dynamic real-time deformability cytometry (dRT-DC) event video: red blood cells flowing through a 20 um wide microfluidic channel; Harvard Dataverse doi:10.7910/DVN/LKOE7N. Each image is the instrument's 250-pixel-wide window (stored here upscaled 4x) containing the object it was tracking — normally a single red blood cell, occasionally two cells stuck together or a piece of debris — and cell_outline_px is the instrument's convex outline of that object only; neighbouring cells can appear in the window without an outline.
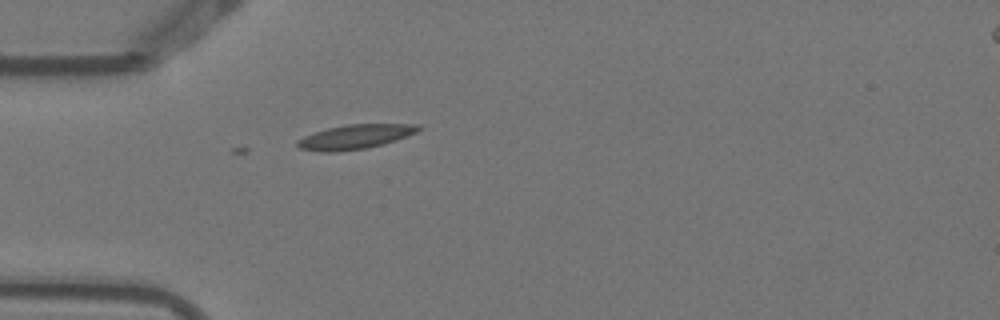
{"species": "Egyptian fruit bat (a non-hibernating species)", "species_latin": "Rousettus aegyptiacus", "temperature_condition": "warm", "stored_images_in_passage": 1, "camera_frame_rate_fps": 3000, "um_per_image_px": 0.085, "animal": {"sex": "female"}, "frame": {"image": 1, "passage_image": 1, "time_ms": 0.0, "image_size_px": [1000, 320], "cell_outline_px": [[424, 128], [416, 132], [384, 144], [364, 148], [332, 152], [320, 152], [300, 148], [296, 144], [296, 140], [304, 136], [328, 128], [348, 124], [420, 124]], "centroid_in_image_um": [30.2, 11.62], "position_along_channel_um": 54.8, "area_um2": 17.05}}